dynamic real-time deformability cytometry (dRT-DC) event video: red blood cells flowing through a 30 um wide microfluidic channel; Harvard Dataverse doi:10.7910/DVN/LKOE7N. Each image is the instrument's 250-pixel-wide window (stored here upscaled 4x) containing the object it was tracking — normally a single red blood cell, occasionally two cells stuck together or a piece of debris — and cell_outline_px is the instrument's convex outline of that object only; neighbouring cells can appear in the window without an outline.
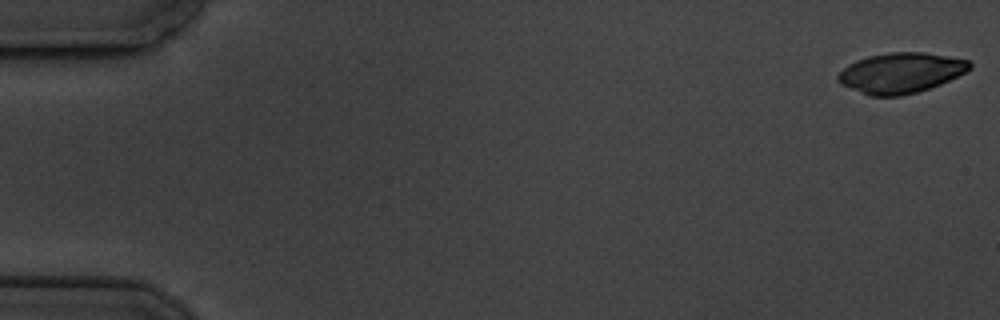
{"species": "common noctule bat (a hibernating species)", "species_latin": "Nyctalus noctula", "temperature_condition": "cold", "stored_images_in_passage": 7, "camera_frame_rate_fps": 3000, "um_per_image_px": 0.085, "animal": {"sex": "male", "body_mass_g": 19.5, "forearm_length_mm": 54.6}, "frame": {"image": 1, "passage_image": 1, "time_ms": 0.0, "image_size_px": [1000, 320], "cell_outline_px": [[972, 68], [940, 84], [916, 92], [900, 96], [868, 96], [840, 84], [836, 80], [836, 76], [848, 64], [856, 60], [868, 56], [888, 52], [924, 52], [948, 56], [968, 60], [972, 64]], "centroid_in_image_um": [76.52, 6.19], "position_along_channel_um": 8.5, "area_um2": 30.92}}